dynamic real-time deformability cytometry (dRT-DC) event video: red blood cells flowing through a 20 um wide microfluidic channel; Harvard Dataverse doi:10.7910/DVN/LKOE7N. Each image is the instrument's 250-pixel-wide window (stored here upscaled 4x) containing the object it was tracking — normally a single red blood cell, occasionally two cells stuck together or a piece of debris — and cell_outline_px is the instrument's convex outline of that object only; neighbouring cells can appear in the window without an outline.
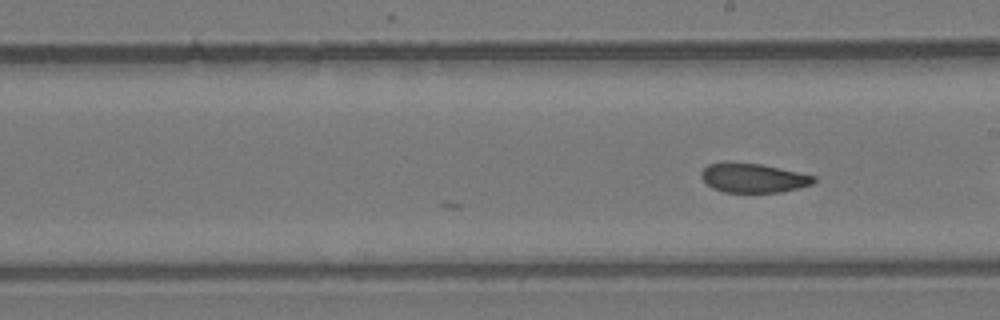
{"species": "common noctule bat (a hibernating species)", "species_latin": "Nyctalus noctula", "temperature_condition": "room temperature", "stored_images_in_passage": 12, "camera_frame_rate_fps": 3000, "um_per_image_px": 0.085, "animal": {"sex": "female", "body_mass_g": 24.6, "forearm_length_mm": 56.2}, "frame": {"image": 1, "passage_image": 12, "time_ms": 3.667, "image_size_px": [1000, 320], "cell_outline_px": [[816, 180], [812, 184], [780, 192], [724, 192], [712, 188], [700, 176], [700, 172], [708, 164], [724, 160], [760, 164], [816, 176]], "centroid_in_image_um": [63.96, 15.1], "position_along_channel_um": 225.0, "area_um2": 19.31}}